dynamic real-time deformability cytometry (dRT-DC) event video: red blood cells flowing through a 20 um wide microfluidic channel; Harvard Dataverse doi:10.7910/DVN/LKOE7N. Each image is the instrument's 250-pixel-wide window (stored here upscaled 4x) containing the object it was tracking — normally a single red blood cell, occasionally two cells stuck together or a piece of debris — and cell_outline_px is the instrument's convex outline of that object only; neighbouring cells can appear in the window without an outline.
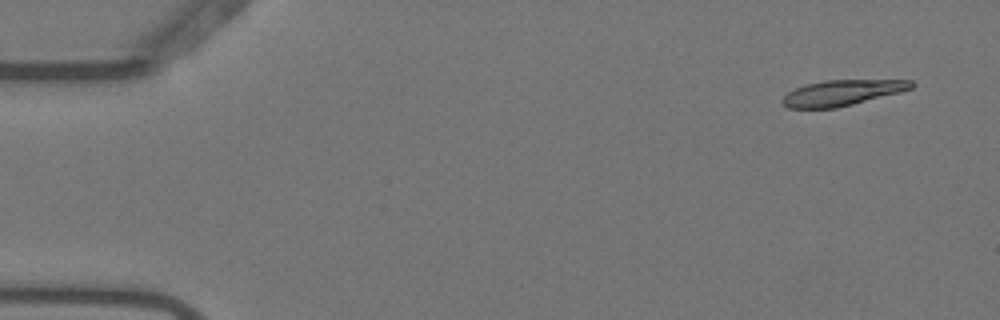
{"species": "Egyptian fruit bat (a non-hibernating species)", "species_latin": "Rousettus aegyptiacus", "temperature_condition": "warm", "stored_images_in_passage": 52, "camera_frame_rate_fps": 3000, "um_per_image_px": 0.085, "animal": {"sex": "female"}, "frame": {"image": 1, "passage_image": 1, "time_ms": 0.0, "image_size_px": [1000, 320], "cell_outline_px": [[916, 84], [912, 88], [900, 92], [836, 108], [788, 108], [780, 100], [788, 92], [796, 88], [808, 84], [824, 80], [912, 80]], "centroid_in_image_um": [71.59, 7.88], "position_along_channel_um": 13.4, "area_um2": 19.07}}
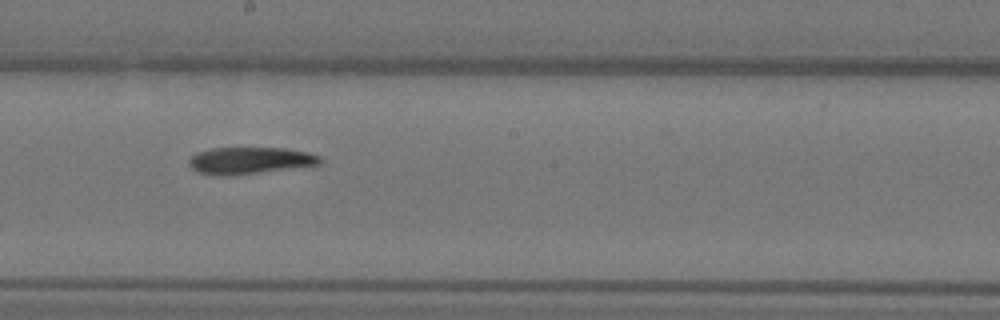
{"frame": {"image": 2, "passage_image": 28, "time_ms": 9.0, "image_size_px": [1000, 320], "cell_outline_px": [[324, 160], [320, 164], [312, 168], [228, 176], [220, 176], [200, 172], [192, 168], [188, 164], [188, 160], [196, 152], [212, 148], [288, 148], [308, 152], [320, 156]], "centroid_in_image_um": [21.38, 13.67], "position_along_channel_um": 226.8, "area_um2": 21.39}}
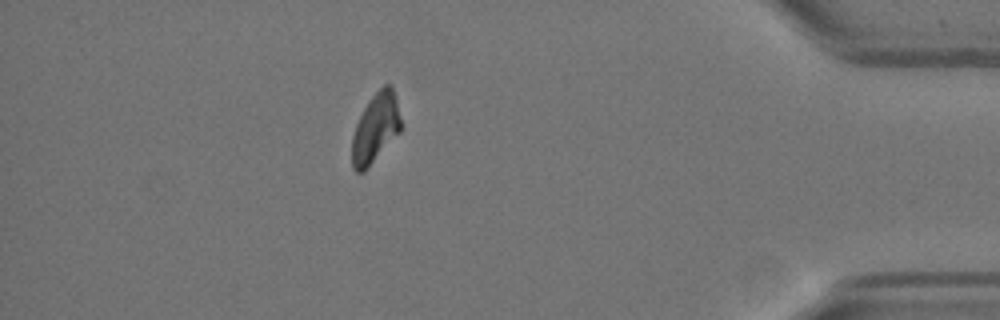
{"frame": {"image": 3, "passage_image": 46, "time_ms": 15.0, "image_size_px": [1000, 320], "cell_outline_px": [[400, 132], [364, 172], [356, 172], [352, 168], [352, 136], [356, 124], [364, 108], [372, 96], [384, 84], [392, 84], [396, 100], [400, 120]], "centroid_in_image_um": [31.9, 10.9], "position_along_channel_um": 403.3, "area_um2": 19.54}}